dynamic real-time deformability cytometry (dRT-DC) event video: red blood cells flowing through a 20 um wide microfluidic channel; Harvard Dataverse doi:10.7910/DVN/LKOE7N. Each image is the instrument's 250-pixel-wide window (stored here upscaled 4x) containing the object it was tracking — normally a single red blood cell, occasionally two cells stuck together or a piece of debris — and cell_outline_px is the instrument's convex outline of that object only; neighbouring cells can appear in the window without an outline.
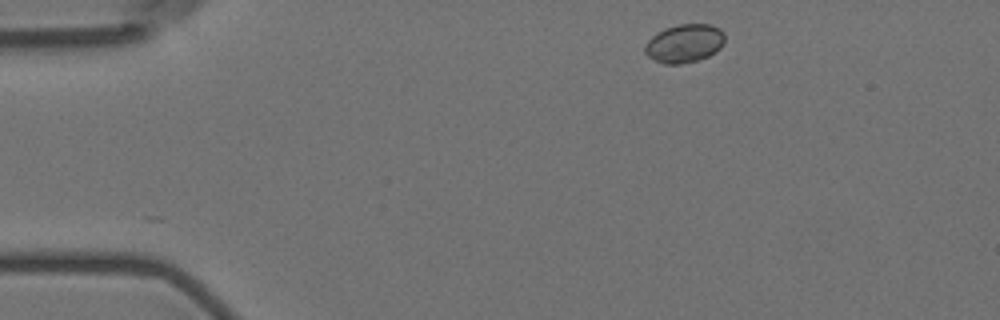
{"species": "Egyptian fruit bat (a non-hibernating species)", "species_latin": "Rousettus aegyptiacus", "temperature_condition": "room temperature", "stored_images_in_passage": 3, "camera_frame_rate_fps": 3000, "um_per_image_px": 0.085, "animal": {"sex": "female"}, "frame": {"image": 1, "passage_image": 1, "time_ms": 0.0, "image_size_px": [1000, 320], "cell_outline_px": [[724, 44], [716, 52], [708, 56], [696, 60], [680, 64], [664, 64], [652, 60], [644, 52], [644, 48], [648, 40], [656, 32], [664, 28], [676, 24], [708, 24], [720, 28], [724, 32]], "centroid_in_image_um": [58.16, 3.68], "position_along_channel_um": 26.8, "area_um2": 18.09}}